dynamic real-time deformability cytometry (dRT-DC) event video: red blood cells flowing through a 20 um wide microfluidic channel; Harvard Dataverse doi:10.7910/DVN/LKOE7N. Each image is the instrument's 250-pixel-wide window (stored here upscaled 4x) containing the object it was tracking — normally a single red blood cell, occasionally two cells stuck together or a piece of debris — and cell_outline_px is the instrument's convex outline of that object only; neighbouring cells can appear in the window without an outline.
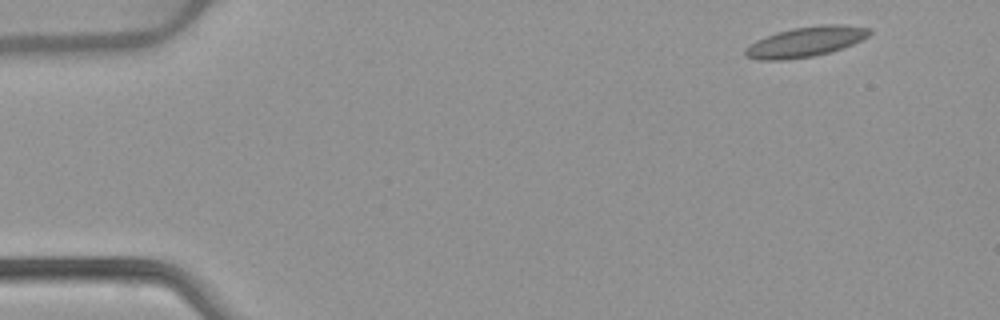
{"species": "common noctule bat (a hibernating species)", "species_latin": "Nyctalus noctula", "temperature_condition": "warm", "stored_images_in_passage": 51, "camera_frame_rate_fps": 3000, "um_per_image_px": 0.085, "animal": {"sex": "female", "body_mass_g": 22.7, "forearm_length_mm": 54.2}, "frame": {"image": 1, "passage_image": 1, "time_ms": 0.0, "image_size_px": [1000, 320], "cell_outline_px": [[872, 32], [868, 36], [852, 44], [828, 52], [812, 56], [780, 60], [760, 60], [744, 56], [744, 48], [756, 40], [780, 32], [796, 28], [820, 24], [840, 24], [872, 28]], "centroid_in_image_um": [68.48, 3.54], "position_along_channel_um": 16.5, "area_um2": 21.44}}
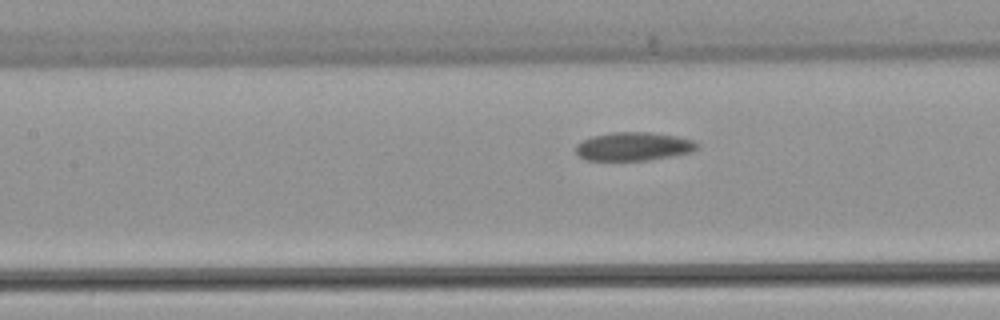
{"frame": {"image": 2, "passage_image": 21, "time_ms": 6.667, "image_size_px": [1000, 320], "cell_outline_px": [[700, 148], [692, 152], [672, 156], [648, 160], [584, 160], [576, 152], [576, 144], [592, 136], [612, 132], [652, 132], [676, 136], [692, 140], [700, 144]], "centroid_in_image_um": [53.88, 12.44], "position_along_channel_um": 153.5, "area_um2": 20.23}}
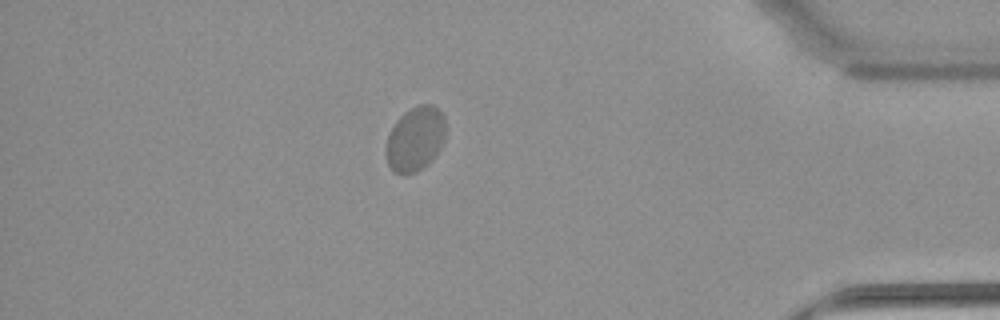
{"frame": {"image": 3, "passage_image": 44, "time_ms": 14.333, "image_size_px": [1000, 320], "cell_outline_px": [[444, 140], [440, 148], [432, 160], [428, 164], [416, 172], [404, 176], [400, 176], [392, 172], [388, 164], [384, 152], [388, 136], [396, 120], [408, 108], [420, 104], [432, 104], [444, 116]], "centroid_in_image_um": [35.26, 11.84], "position_along_channel_um": 399.9, "area_um2": 22.77}, "authors_computed_cell_mechanics": {"area_um2": 21.0392, "velocity_mm_per_s": 3.7242, "shape_relaxation_time_tau1_ms": 5.0204, "shape_relaxation_time_tau2_ms": null, "deformation_change_tau1": 0.0936, "deformation_change_tau2": null}}